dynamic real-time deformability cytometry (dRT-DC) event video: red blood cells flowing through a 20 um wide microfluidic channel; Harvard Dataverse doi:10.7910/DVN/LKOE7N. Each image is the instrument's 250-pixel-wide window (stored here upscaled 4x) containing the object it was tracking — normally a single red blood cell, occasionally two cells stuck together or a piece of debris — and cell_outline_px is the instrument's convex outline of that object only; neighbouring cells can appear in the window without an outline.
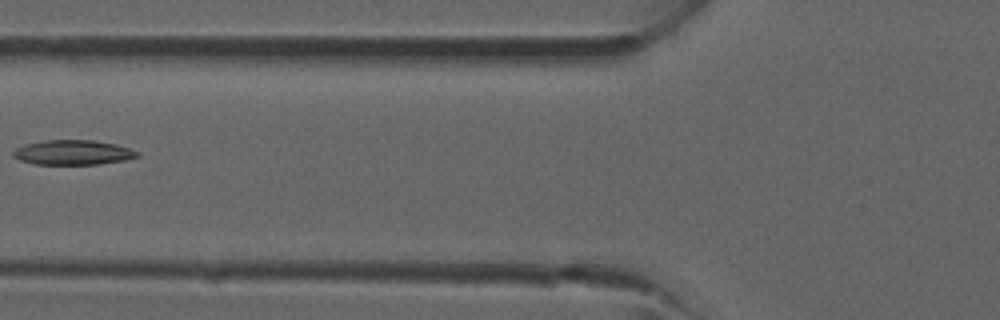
{"species": "common noctule bat (a hibernating species)", "species_latin": "Nyctalus noctula", "temperature_condition": "room temperature", "stored_images_in_passage": 2, "camera_frame_rate_fps": 3000, "um_per_image_px": 0.085, "animal": {"sex": "male", "forearm_length_mm": 52.5}, "frame": {"image": 1, "passage_image": 2, "time_ms": 1.0, "image_size_px": [1000, 320], "cell_outline_px": [[140, 156], [124, 160], [100, 164], [32, 164], [20, 160], [12, 156], [12, 152], [16, 148], [28, 144], [44, 140], [92, 140], [116, 144], [140, 152]], "centroid_in_image_um": [6.21, 12.96], "position_along_channel_um": 119.6, "area_um2": 17.86}}